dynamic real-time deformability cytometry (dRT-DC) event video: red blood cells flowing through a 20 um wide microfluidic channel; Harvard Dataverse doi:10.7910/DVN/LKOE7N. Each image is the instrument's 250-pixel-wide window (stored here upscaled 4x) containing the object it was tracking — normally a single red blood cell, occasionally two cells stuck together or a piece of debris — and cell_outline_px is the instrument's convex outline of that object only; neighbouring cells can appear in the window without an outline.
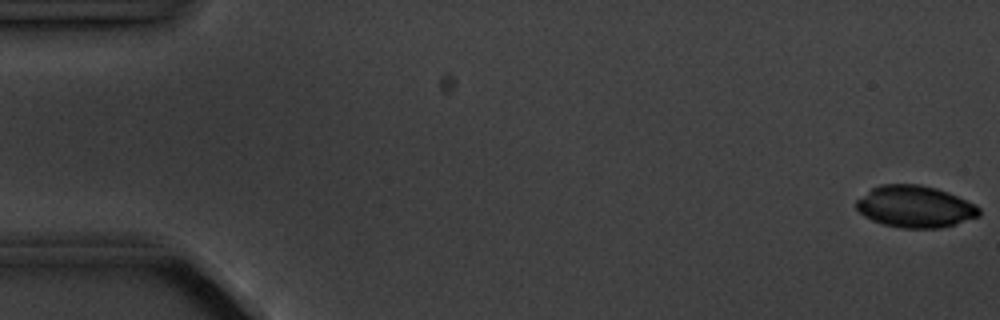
{"species": "common noctule bat (a hibernating species)", "species_latin": "Nyctalus noctula", "temperature_condition": "cold", "stored_images_in_passage": 4, "camera_frame_rate_fps": 3000, "um_per_image_px": 0.085, "animal": {"sex": "male", "body_mass_g": 20.1, "forearm_length_mm": 53.5}, "frame": {"image": 1, "passage_image": 1, "time_ms": 0.0, "image_size_px": [1000, 320], "cell_outline_px": [[980, 216], [956, 224], [940, 228], [904, 228], [884, 224], [872, 220], [864, 216], [856, 208], [856, 200], [872, 188], [880, 184], [920, 184], [936, 188], [948, 192], [976, 204], [980, 208]], "centroid_in_image_um": [77.8, 17.56], "position_along_channel_um": 7.2, "area_um2": 30.0}}